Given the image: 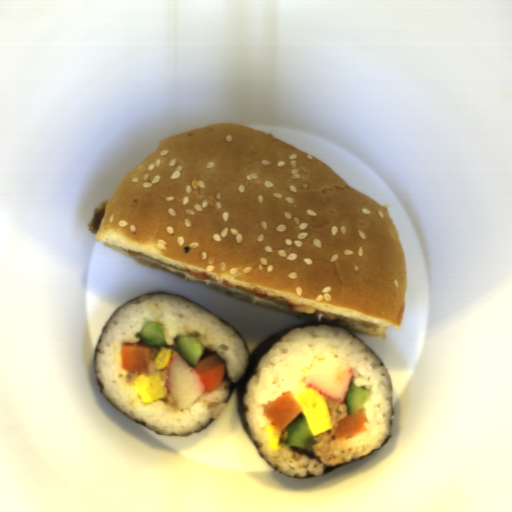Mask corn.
Instances as JSON below:
<instances>
[{"label":"corn","mask_w":512,"mask_h":512,"mask_svg":"<svg viewBox=\"0 0 512 512\" xmlns=\"http://www.w3.org/2000/svg\"><path fill=\"white\" fill-rule=\"evenodd\" d=\"M172 355L171 349H167L166 347H162L157 353L155 359L153 360V365L156 369H164L167 367L170 357Z\"/></svg>","instance_id":"f1292c28"},{"label":"corn","mask_w":512,"mask_h":512,"mask_svg":"<svg viewBox=\"0 0 512 512\" xmlns=\"http://www.w3.org/2000/svg\"><path fill=\"white\" fill-rule=\"evenodd\" d=\"M265 432L267 434V440H268V444L269 446L273 449V450H280L282 445H281V440H282V433H283V430L280 431L276 426H274L273 424L272 425H268L266 426L265 428Z\"/></svg>","instance_id":"51d56268"}]
</instances>
